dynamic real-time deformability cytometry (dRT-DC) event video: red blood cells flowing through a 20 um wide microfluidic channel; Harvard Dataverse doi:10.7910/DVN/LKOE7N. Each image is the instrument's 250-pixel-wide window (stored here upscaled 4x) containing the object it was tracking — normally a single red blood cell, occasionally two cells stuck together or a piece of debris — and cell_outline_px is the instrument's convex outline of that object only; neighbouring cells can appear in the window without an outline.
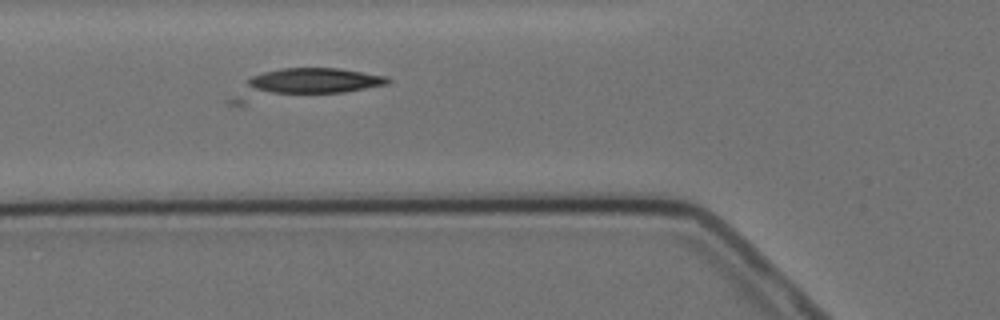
{"species": "Egyptian fruit bat (a non-hibernating species)", "species_latin": "Rousettus aegyptiacus", "temperature_condition": "cold", "stored_images_in_passage": 2, "camera_frame_rate_fps": 3000, "um_per_image_px": 0.085, "animal": {"sex": "female"}, "frame": {"image": 1, "passage_image": 2, "time_ms": 1.333, "image_size_px": [1000, 320], "cell_outline_px": [[392, 80], [388, 84], [344, 92], [244, 104], [228, 104], [228, 100], [252, 76], [264, 72], [280, 68], [340, 68], [388, 76]], "centroid_in_image_um": [25.81, 7.14], "position_along_channel_um": 100.0, "area_um2": 26.7}}